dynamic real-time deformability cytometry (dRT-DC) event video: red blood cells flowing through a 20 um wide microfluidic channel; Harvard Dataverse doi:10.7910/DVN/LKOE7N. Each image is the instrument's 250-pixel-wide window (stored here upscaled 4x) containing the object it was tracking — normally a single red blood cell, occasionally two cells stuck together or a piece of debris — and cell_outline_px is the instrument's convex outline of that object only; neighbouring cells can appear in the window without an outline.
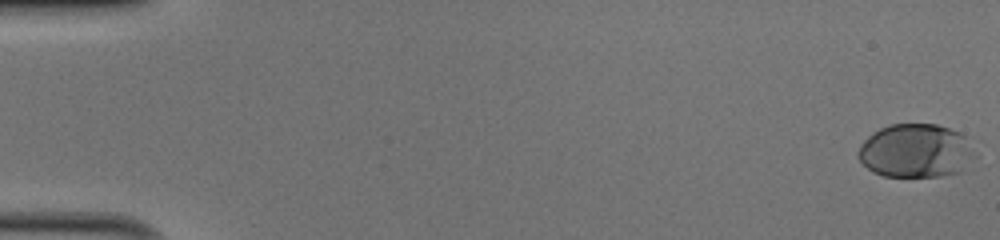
{"species": "human", "species_latin": "Homo sapiens", "temperature_condition": "cold", "stored_images_in_passage": 16, "camera_frame_rate_fps": 3000, "um_per_image_px": 0.085, "donor": {"sex": "male"}, "frame": {"image": 1, "passage_image": 1, "time_ms": 0.0, "image_size_px": [1000, 240], "cell_outline_px": [[976, 156], [960, 172], [940, 176], [884, 176], [872, 172], [860, 160], [856, 152], [860, 144], [872, 132], [880, 128], [892, 124], [936, 124], [960, 132], [972, 140]], "centroid_in_image_um": [77.87, 12.81], "position_along_channel_um": 7.1, "area_um2": 36.93}}